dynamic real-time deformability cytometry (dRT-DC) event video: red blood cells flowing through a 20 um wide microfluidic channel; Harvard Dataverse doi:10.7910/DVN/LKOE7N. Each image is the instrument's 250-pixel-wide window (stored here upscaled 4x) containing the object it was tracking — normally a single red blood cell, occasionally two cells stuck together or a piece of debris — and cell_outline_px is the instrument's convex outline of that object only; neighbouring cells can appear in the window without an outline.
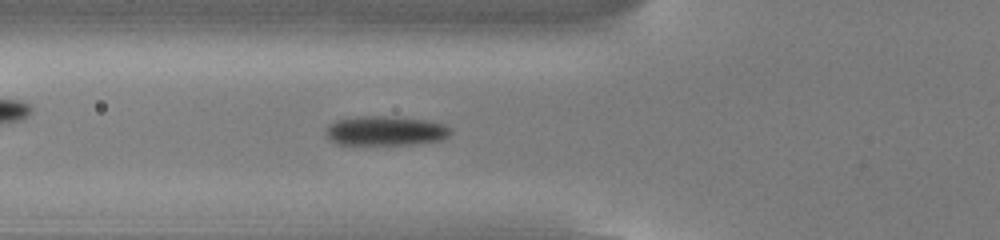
{"species": "common noctule bat (a hibernating species)", "species_latin": "Nyctalus noctula", "temperature_condition": "cold", "stored_images_in_passage": 53, "camera_frame_rate_fps": 3000, "um_per_image_px": 0.085, "animal": {"sex": "male", "body_mass_g": 13.0, "forearm_length_mm": 53.1}, "frame": {"image": 1, "passage_image": 19, "time_ms": 6.0, "image_size_px": [1000, 240], "cell_outline_px": [[452, 132], [448, 136], [440, 140], [420, 144], [340, 144], [332, 140], [328, 136], [328, 124], [336, 120], [360, 116], [384, 116], [424, 120], [444, 124], [452, 128]], "centroid_in_image_um": [32.83, 11.12], "position_along_channel_um": 93.0, "area_um2": 21.15}}
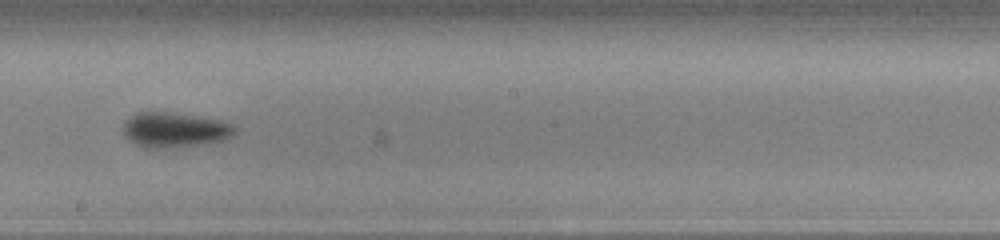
{"frame": {"image": 2, "passage_image": 30, "time_ms": 9.667, "image_size_px": [1000, 240], "cell_outline_px": [[236, 132], [224, 140], [204, 144], [172, 148], [144, 148], [128, 140], [124, 136], [124, 124], [136, 112], [168, 112], [216, 120], [232, 124], [236, 128]], "centroid_in_image_um": [14.82, 11.07], "position_along_channel_um": 233.4, "area_um2": 22.54}}
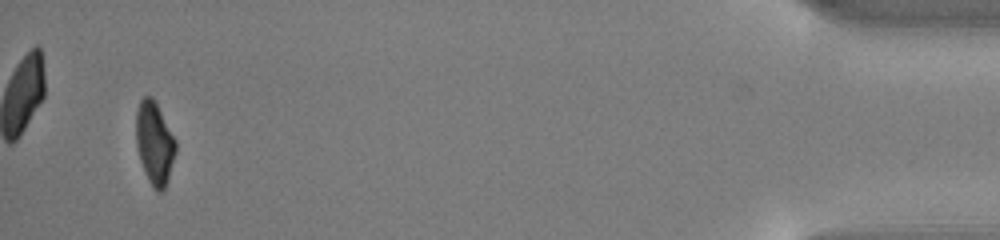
{"frame": {"image": 3, "passage_image": 51, "time_ms": 16.667, "image_size_px": [1000, 240], "cell_outline_px": [[176, 152], [168, 180], [164, 188], [160, 192], [156, 192], [152, 188], [148, 180], [140, 160], [136, 144], [136, 112], [140, 100], [144, 96], [152, 96], [176, 140]], "centroid_in_image_um": [13.13, 12.19], "position_along_channel_um": 422.1, "area_um2": 19.07}, "authors_computed_cell_mechanics": {"area_um2": 20.3456, "velocity_mm_per_s": 3.8254, "shape_relaxation_time_tau1_ms": 1.499, "shape_relaxation_time_tau2_ms": null, "deformation_change_tau1": 0.1296, "deformation_change_tau2": null}}